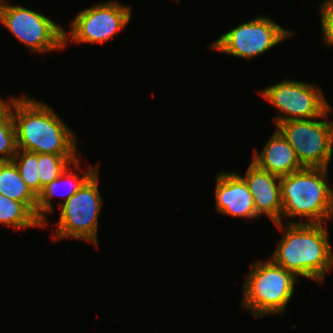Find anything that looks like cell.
<instances>
[{
	"mask_svg": "<svg viewBox=\"0 0 333 333\" xmlns=\"http://www.w3.org/2000/svg\"><path fill=\"white\" fill-rule=\"evenodd\" d=\"M17 147L38 154L77 155L76 135L47 104L20 96L11 98Z\"/></svg>",
	"mask_w": 333,
	"mask_h": 333,
	"instance_id": "obj_1",
	"label": "cell"
},
{
	"mask_svg": "<svg viewBox=\"0 0 333 333\" xmlns=\"http://www.w3.org/2000/svg\"><path fill=\"white\" fill-rule=\"evenodd\" d=\"M275 223L283 233L271 260L292 272L297 278L303 276L323 282L333 267V252L326 227L309 223Z\"/></svg>",
	"mask_w": 333,
	"mask_h": 333,
	"instance_id": "obj_2",
	"label": "cell"
},
{
	"mask_svg": "<svg viewBox=\"0 0 333 333\" xmlns=\"http://www.w3.org/2000/svg\"><path fill=\"white\" fill-rule=\"evenodd\" d=\"M328 168L304 167L280 178L282 216L308 218L287 223L323 224L332 220V191Z\"/></svg>",
	"mask_w": 333,
	"mask_h": 333,
	"instance_id": "obj_3",
	"label": "cell"
},
{
	"mask_svg": "<svg viewBox=\"0 0 333 333\" xmlns=\"http://www.w3.org/2000/svg\"><path fill=\"white\" fill-rule=\"evenodd\" d=\"M298 278L269 261L258 260L250 266L242 288V307L255 317L283 314L294 293Z\"/></svg>",
	"mask_w": 333,
	"mask_h": 333,
	"instance_id": "obj_4",
	"label": "cell"
},
{
	"mask_svg": "<svg viewBox=\"0 0 333 333\" xmlns=\"http://www.w3.org/2000/svg\"><path fill=\"white\" fill-rule=\"evenodd\" d=\"M98 181L97 170L66 202L57 203L60 216L54 239L76 238L98 247L97 227L103 204Z\"/></svg>",
	"mask_w": 333,
	"mask_h": 333,
	"instance_id": "obj_5",
	"label": "cell"
},
{
	"mask_svg": "<svg viewBox=\"0 0 333 333\" xmlns=\"http://www.w3.org/2000/svg\"><path fill=\"white\" fill-rule=\"evenodd\" d=\"M332 106L320 117L291 120L280 123L276 128L294 148L303 167L328 168L333 157ZM327 118L326 120L323 119ZM317 119V120H316ZM318 119H322L321 121Z\"/></svg>",
	"mask_w": 333,
	"mask_h": 333,
	"instance_id": "obj_6",
	"label": "cell"
},
{
	"mask_svg": "<svg viewBox=\"0 0 333 333\" xmlns=\"http://www.w3.org/2000/svg\"><path fill=\"white\" fill-rule=\"evenodd\" d=\"M7 2L0 0V23L32 53L65 48L63 27L35 10Z\"/></svg>",
	"mask_w": 333,
	"mask_h": 333,
	"instance_id": "obj_7",
	"label": "cell"
},
{
	"mask_svg": "<svg viewBox=\"0 0 333 333\" xmlns=\"http://www.w3.org/2000/svg\"><path fill=\"white\" fill-rule=\"evenodd\" d=\"M294 34V31L285 29L271 18L259 15L222 34L209 45V49L249 60Z\"/></svg>",
	"mask_w": 333,
	"mask_h": 333,
	"instance_id": "obj_8",
	"label": "cell"
},
{
	"mask_svg": "<svg viewBox=\"0 0 333 333\" xmlns=\"http://www.w3.org/2000/svg\"><path fill=\"white\" fill-rule=\"evenodd\" d=\"M260 91L268 103L283 113L274 118L276 127L285 121L320 117L331 107L317 85L297 80H283Z\"/></svg>",
	"mask_w": 333,
	"mask_h": 333,
	"instance_id": "obj_9",
	"label": "cell"
},
{
	"mask_svg": "<svg viewBox=\"0 0 333 333\" xmlns=\"http://www.w3.org/2000/svg\"><path fill=\"white\" fill-rule=\"evenodd\" d=\"M130 19V7L118 1L95 4L81 10L70 22V31H64V47L69 40L77 43L103 44L116 36Z\"/></svg>",
	"mask_w": 333,
	"mask_h": 333,
	"instance_id": "obj_10",
	"label": "cell"
},
{
	"mask_svg": "<svg viewBox=\"0 0 333 333\" xmlns=\"http://www.w3.org/2000/svg\"><path fill=\"white\" fill-rule=\"evenodd\" d=\"M215 208L220 214L246 219L256 215L253 196L245 180L237 172H220L216 177Z\"/></svg>",
	"mask_w": 333,
	"mask_h": 333,
	"instance_id": "obj_11",
	"label": "cell"
},
{
	"mask_svg": "<svg viewBox=\"0 0 333 333\" xmlns=\"http://www.w3.org/2000/svg\"><path fill=\"white\" fill-rule=\"evenodd\" d=\"M241 177L253 196L256 215H266L274 224L282 222L281 177L258 168L252 162L246 170L245 177Z\"/></svg>",
	"mask_w": 333,
	"mask_h": 333,
	"instance_id": "obj_12",
	"label": "cell"
},
{
	"mask_svg": "<svg viewBox=\"0 0 333 333\" xmlns=\"http://www.w3.org/2000/svg\"><path fill=\"white\" fill-rule=\"evenodd\" d=\"M252 155L251 162L258 168L279 177L304 168L297 158L294 148L277 128L261 153L254 149Z\"/></svg>",
	"mask_w": 333,
	"mask_h": 333,
	"instance_id": "obj_13",
	"label": "cell"
},
{
	"mask_svg": "<svg viewBox=\"0 0 333 333\" xmlns=\"http://www.w3.org/2000/svg\"><path fill=\"white\" fill-rule=\"evenodd\" d=\"M72 167H74L75 170H79V172L81 171L79 168V159L71 163L57 179L43 187L41 193L37 197L36 216L43 223V227L46 226V223H48L46 220V214H51V212H53V205L51 201L54 196L56 197L55 194H58L57 189L61 188L62 186V188L65 186L68 187V191L64 190L65 193L61 195L59 194L60 197L65 199L64 202H66L99 168L98 164L96 167H88V170H85L82 172V176H79L74 172Z\"/></svg>",
	"mask_w": 333,
	"mask_h": 333,
	"instance_id": "obj_14",
	"label": "cell"
},
{
	"mask_svg": "<svg viewBox=\"0 0 333 333\" xmlns=\"http://www.w3.org/2000/svg\"><path fill=\"white\" fill-rule=\"evenodd\" d=\"M0 194L24 203L36 215L37 197L27 187L13 161L0 162Z\"/></svg>",
	"mask_w": 333,
	"mask_h": 333,
	"instance_id": "obj_15",
	"label": "cell"
},
{
	"mask_svg": "<svg viewBox=\"0 0 333 333\" xmlns=\"http://www.w3.org/2000/svg\"><path fill=\"white\" fill-rule=\"evenodd\" d=\"M0 224L15 230L43 227L38 217L22 202L0 194Z\"/></svg>",
	"mask_w": 333,
	"mask_h": 333,
	"instance_id": "obj_16",
	"label": "cell"
},
{
	"mask_svg": "<svg viewBox=\"0 0 333 333\" xmlns=\"http://www.w3.org/2000/svg\"><path fill=\"white\" fill-rule=\"evenodd\" d=\"M9 99L0 98V162L12 161L18 151Z\"/></svg>",
	"mask_w": 333,
	"mask_h": 333,
	"instance_id": "obj_17",
	"label": "cell"
},
{
	"mask_svg": "<svg viewBox=\"0 0 333 333\" xmlns=\"http://www.w3.org/2000/svg\"><path fill=\"white\" fill-rule=\"evenodd\" d=\"M78 157V155L38 154L40 193L43 187L57 179Z\"/></svg>",
	"mask_w": 333,
	"mask_h": 333,
	"instance_id": "obj_18",
	"label": "cell"
},
{
	"mask_svg": "<svg viewBox=\"0 0 333 333\" xmlns=\"http://www.w3.org/2000/svg\"><path fill=\"white\" fill-rule=\"evenodd\" d=\"M17 166L22 179L31 192L38 197L40 194V179L38 176V153L18 149L12 160Z\"/></svg>",
	"mask_w": 333,
	"mask_h": 333,
	"instance_id": "obj_19",
	"label": "cell"
},
{
	"mask_svg": "<svg viewBox=\"0 0 333 333\" xmlns=\"http://www.w3.org/2000/svg\"><path fill=\"white\" fill-rule=\"evenodd\" d=\"M322 40L327 46H333V0H326L320 5Z\"/></svg>",
	"mask_w": 333,
	"mask_h": 333,
	"instance_id": "obj_20",
	"label": "cell"
},
{
	"mask_svg": "<svg viewBox=\"0 0 333 333\" xmlns=\"http://www.w3.org/2000/svg\"><path fill=\"white\" fill-rule=\"evenodd\" d=\"M332 218H333V191H332Z\"/></svg>",
	"mask_w": 333,
	"mask_h": 333,
	"instance_id": "obj_21",
	"label": "cell"
}]
</instances>
